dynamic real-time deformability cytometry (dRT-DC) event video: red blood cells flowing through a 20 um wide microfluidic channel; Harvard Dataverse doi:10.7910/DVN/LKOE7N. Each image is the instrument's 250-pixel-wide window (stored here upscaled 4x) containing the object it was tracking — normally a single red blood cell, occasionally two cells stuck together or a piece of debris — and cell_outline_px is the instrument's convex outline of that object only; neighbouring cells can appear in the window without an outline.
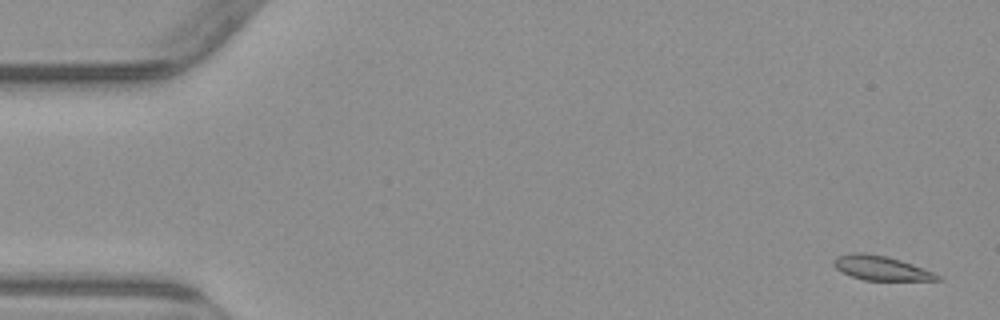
{"species": "common noctule bat (a hibernating species)", "species_latin": "Nyctalus noctula", "temperature_condition": "warm", "stored_images_in_passage": 4, "camera_frame_rate_fps": 3000, "um_per_image_px": 0.085, "animal": {"sex": "male", "body_mass_g": 23.1, "forearm_length_mm": 52.7}, "frame": {"image": 1, "passage_image": 1, "time_ms": 0.0, "image_size_px": [1000, 320], "cell_outline_px": [[944, 280], [864, 280], [852, 276], [836, 268], [832, 264], [832, 260], [836, 256], [852, 252], [864, 252], [884, 256], [900, 260], [912, 264], [932, 272], [940, 276]], "centroid_in_image_um": [74.84, 22.77], "position_along_channel_um": 10.2, "area_um2": 14.57}}
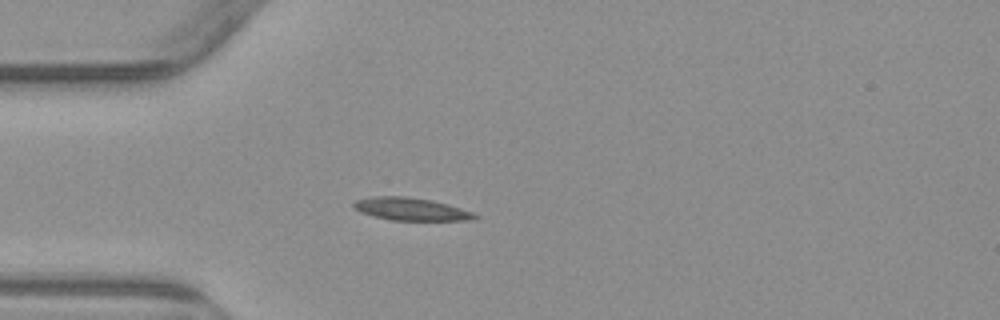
{"frame": {"image": 2, "passage_image": 4, "time_ms": 4.333, "image_size_px": [1000, 320], "cell_outline_px": [[480, 216], [476, 220], [392, 220], [360, 212], [352, 208], [352, 204], [356, 200], [372, 196], [404, 196], [432, 200], [448, 204], [472, 212]], "centroid_in_image_um": [34.93, 17.77], "position_along_channel_um": 50.1, "area_um2": 16.01}}